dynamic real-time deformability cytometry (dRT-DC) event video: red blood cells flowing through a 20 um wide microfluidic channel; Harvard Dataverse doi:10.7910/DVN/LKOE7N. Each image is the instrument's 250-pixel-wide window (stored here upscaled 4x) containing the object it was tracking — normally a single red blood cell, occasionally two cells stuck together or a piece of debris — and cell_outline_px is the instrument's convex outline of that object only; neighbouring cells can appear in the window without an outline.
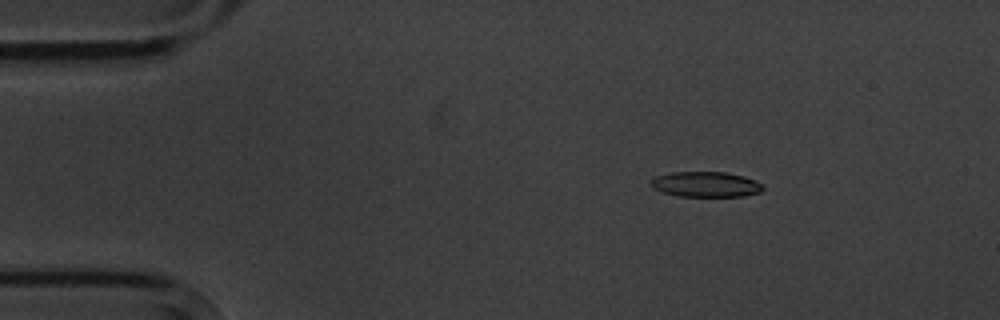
{"species": "common noctule bat (a hibernating species)", "species_latin": "Nyctalus noctula", "temperature_condition": "cold", "stored_images_in_passage": 6, "camera_frame_rate_fps": 3000, "um_per_image_px": 0.085, "animal": {"sex": "male", "body_mass_g": 20.1, "forearm_length_mm": 53.5}, "frame": {"image": 1, "passage_image": 3, "time_ms": 2.333, "image_size_px": [1000, 320], "cell_outline_px": [[764, 188], [760, 192], [744, 196], [680, 196], [664, 192], [652, 188], [652, 180], [656, 176], [672, 172], [728, 172], [744, 176], [756, 180], [764, 184]], "centroid_in_image_um": [60.06, 15.66], "position_along_channel_um": 24.9, "area_um2": 16.53}}